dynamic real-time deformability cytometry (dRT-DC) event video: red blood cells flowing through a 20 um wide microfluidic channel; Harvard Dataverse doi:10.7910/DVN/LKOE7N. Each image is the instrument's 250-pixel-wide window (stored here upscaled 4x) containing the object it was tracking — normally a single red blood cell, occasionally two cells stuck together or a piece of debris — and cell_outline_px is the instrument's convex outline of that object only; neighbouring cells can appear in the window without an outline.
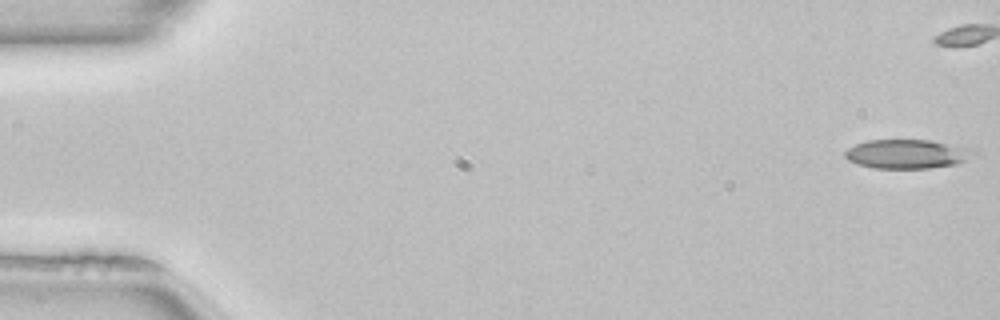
{"species": "common noctule bat (a hibernating species)", "species_latin": "Nyctalus noctula", "temperature_condition": "room temperature", "stored_images_in_passage": 40, "camera_frame_rate_fps": 3000, "um_per_image_px": 0.085, "animal": {"sex": "female", "body_mass_g": 22.7, "forearm_length_mm": 54.2}, "frame": {"image": 1, "passage_image": 1, "time_ms": 0.0, "image_size_px": [1000, 320], "cell_outline_px": [[980, 152], [956, 164], [928, 168], [872, 168], [856, 164], [848, 160], [844, 156], [844, 152], [848, 148], [856, 144], [868, 140], [928, 140], [976, 148]], "centroid_in_image_um": [77.13, 13.08], "position_along_channel_um": 7.9, "area_um2": 22.02}}